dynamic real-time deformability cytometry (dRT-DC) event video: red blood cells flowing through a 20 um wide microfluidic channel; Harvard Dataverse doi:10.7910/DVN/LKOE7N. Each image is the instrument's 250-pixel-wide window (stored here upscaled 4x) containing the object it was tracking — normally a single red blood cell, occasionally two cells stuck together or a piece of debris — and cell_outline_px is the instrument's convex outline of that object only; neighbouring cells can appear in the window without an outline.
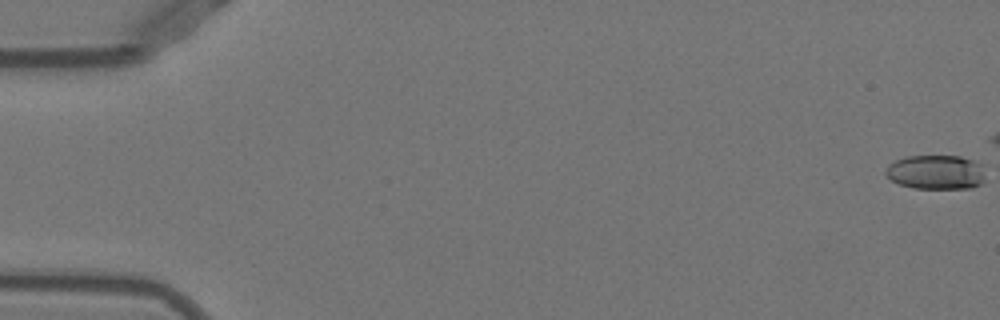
{"species": "Egyptian fruit bat (a non-hibernating species)", "species_latin": "Rousettus aegyptiacus", "temperature_condition": "warm", "stored_images_in_passage": 47, "camera_frame_rate_fps": 3000, "um_per_image_px": 0.085, "animal": {"sex": "female"}, "frame": {"image": 1, "passage_image": 1, "time_ms": 0.0, "image_size_px": [1000, 320], "cell_outline_px": [[984, 180], [980, 184], [972, 188], [912, 188], [900, 184], [892, 180], [884, 172], [888, 164], [904, 156], [960, 156], [984, 164]], "centroid_in_image_um": [79.57, 14.62], "position_along_channel_um": 5.4, "area_um2": 20.11}}
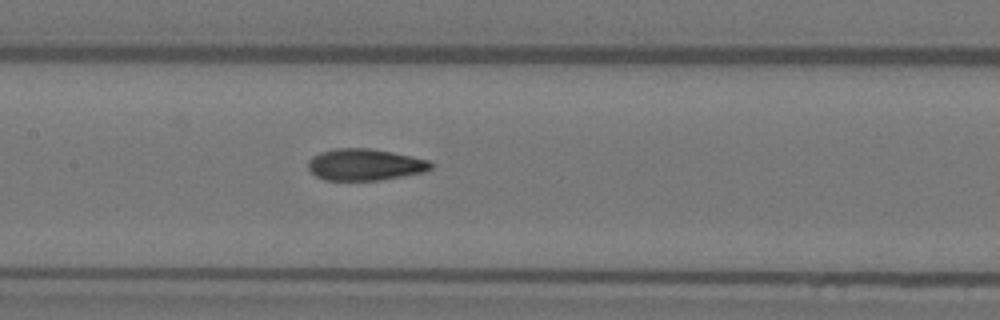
{"frame": {"image": 2, "passage_image": 26, "time_ms": 8.333, "image_size_px": [1000, 320], "cell_outline_px": [[432, 168], [424, 172], [380, 180], [324, 180], [316, 176], [308, 168], [308, 160], [312, 156], [320, 152], [336, 148], [372, 148], [412, 156], [428, 160], [432, 164]], "centroid_in_image_um": [31.0, 13.99], "position_along_channel_um": 176.4, "area_um2": 22.66}}
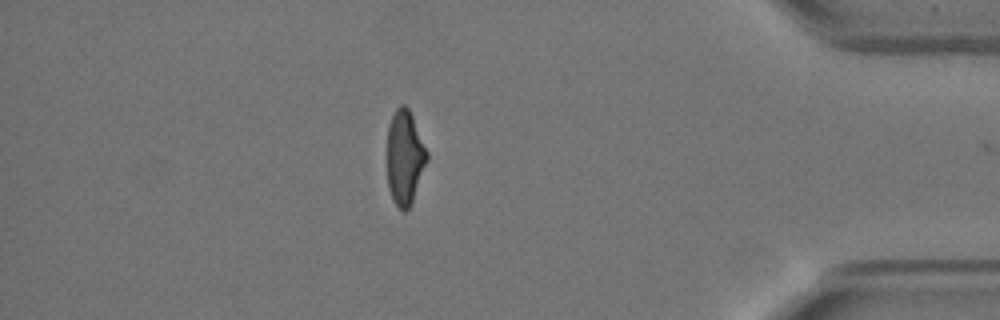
{"frame": {"image": 3, "passage_image": 46, "time_ms": 15.0, "image_size_px": [1000, 320], "cell_outline_px": [[428, 160], [412, 204], [404, 212], [392, 200], [388, 188], [388, 124], [396, 108], [400, 104], [404, 104], [408, 108], [412, 116], [428, 152]], "centroid_in_image_um": [34.42, 13.4], "position_along_channel_um": 400.8, "area_um2": 21.96}, "authors_computed_cell_mechanics": {"area_um2": 22.4264, "velocity_mm_per_s": 3.9446, "shape_relaxation_time_tau1_ms": 7.2508, "shape_relaxation_time_tau2_ms": 1.5381, "deformation_change_tau1": 0.2233, "deformation_change_tau2": 0.0886}}